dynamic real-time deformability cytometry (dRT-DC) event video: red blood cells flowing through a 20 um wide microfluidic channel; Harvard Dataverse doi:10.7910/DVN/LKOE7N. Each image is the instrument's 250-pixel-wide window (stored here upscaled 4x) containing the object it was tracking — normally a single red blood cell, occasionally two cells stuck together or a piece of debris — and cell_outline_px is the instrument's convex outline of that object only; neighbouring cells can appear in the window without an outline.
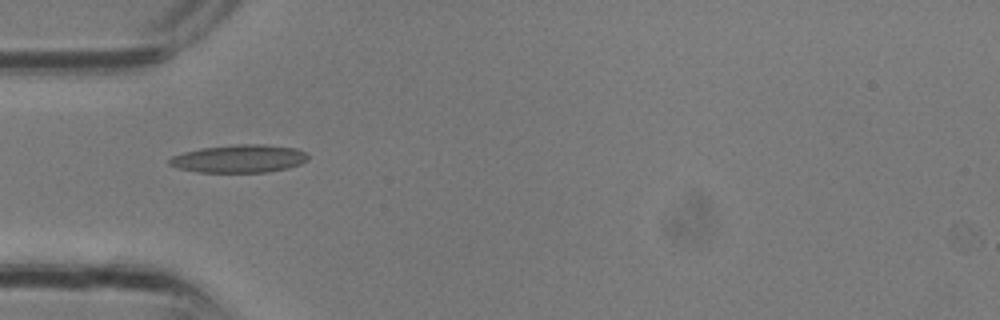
{"species": "common noctule bat (a hibernating species)", "species_latin": "Nyctalus noctula", "temperature_condition": "room temperature", "stored_images_in_passage": 22, "camera_frame_rate_fps": 3000, "um_per_image_px": 0.085, "animal": {"sex": "male", "body_mass_g": 13.3}, "frame": {"image": 1, "passage_image": 1, "time_ms": 0.0, "image_size_px": [1000, 320], "cell_outline_px": [[308, 160], [300, 164], [288, 168], [268, 172], [200, 172], [176, 168], [168, 164], [168, 160], [172, 156], [184, 152], [200, 148], [236, 144], [264, 144], [296, 148], [304, 152], [308, 156]], "centroid_in_image_um": [20.32, 13.48], "position_along_channel_um": 64.7, "area_um2": 22.66}}
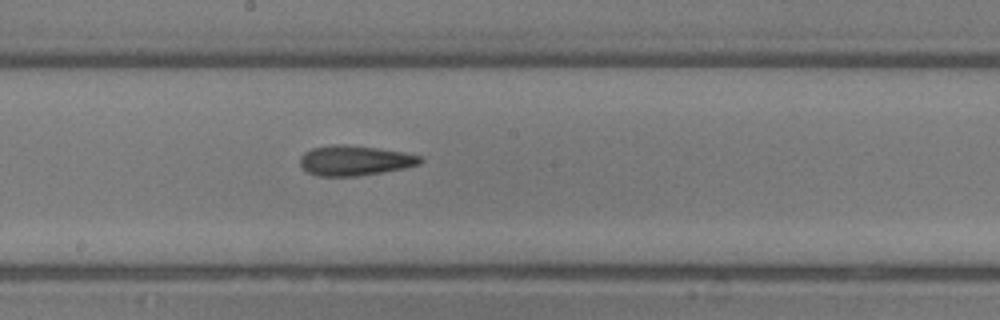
{"frame": {"image": 2, "passage_image": 8, "time_ms": 2.333, "image_size_px": [1000, 320], "cell_outline_px": [[424, 160], [420, 164], [404, 168], [384, 172], [356, 176], [320, 176], [308, 172], [300, 164], [300, 156], [304, 152], [312, 148], [332, 144], [344, 144], [376, 148], [404, 152], [420, 156]], "centroid_in_image_um": [30.16, 13.64], "position_along_channel_um": 218.0, "area_um2": 21.04}}
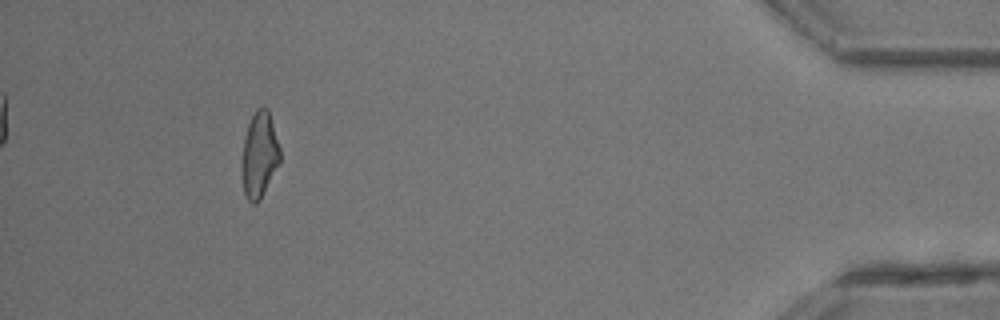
{"frame": {"image": 3, "passage_image": 20, "time_ms": 6.333, "image_size_px": [1000, 320], "cell_outline_px": [[280, 160], [260, 200], [256, 204], [252, 204], [248, 200], [244, 192], [240, 172], [240, 168], [244, 136], [248, 124], [256, 108], [268, 108], [280, 148]], "centroid_in_image_um": [22.01, 13.18], "position_along_channel_um": 413.2, "area_um2": 19.19}}